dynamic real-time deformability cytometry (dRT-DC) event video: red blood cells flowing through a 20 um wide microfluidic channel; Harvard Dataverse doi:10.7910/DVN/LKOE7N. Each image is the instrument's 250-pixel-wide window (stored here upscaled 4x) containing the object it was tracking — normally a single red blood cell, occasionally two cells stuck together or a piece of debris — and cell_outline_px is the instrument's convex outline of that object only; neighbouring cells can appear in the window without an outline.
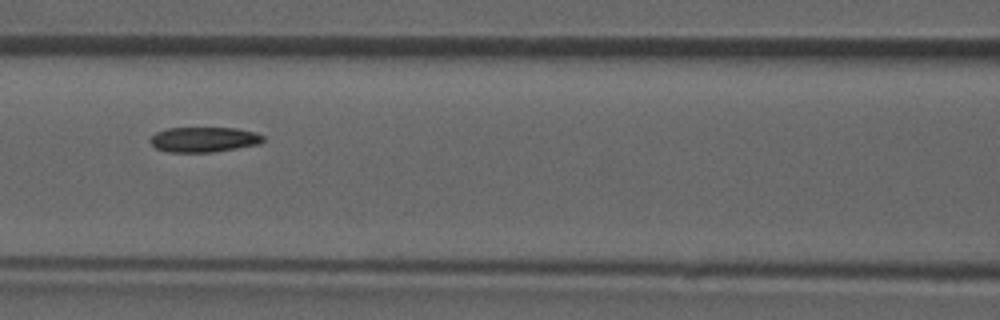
{"species": "common noctule bat (a hibernating species)", "species_latin": "Nyctalus noctula", "temperature_condition": "room temperature", "stored_images_in_passage": 50, "camera_frame_rate_fps": 3000, "um_per_image_px": 0.085, "animal": {"sex": "male", "forearm_length_mm": 52.5}, "frame": {"image": 1, "passage_image": 22, "time_ms": 7.0, "image_size_px": [1000, 320], "cell_outline_px": [[264, 140], [260, 144], [212, 152], [168, 152], [156, 148], [148, 140], [156, 132], [168, 128], [236, 128], [256, 132], [264, 136]], "centroid_in_image_um": [17.34, 11.85], "position_along_channel_um": 149.3, "area_um2": 16.53}}